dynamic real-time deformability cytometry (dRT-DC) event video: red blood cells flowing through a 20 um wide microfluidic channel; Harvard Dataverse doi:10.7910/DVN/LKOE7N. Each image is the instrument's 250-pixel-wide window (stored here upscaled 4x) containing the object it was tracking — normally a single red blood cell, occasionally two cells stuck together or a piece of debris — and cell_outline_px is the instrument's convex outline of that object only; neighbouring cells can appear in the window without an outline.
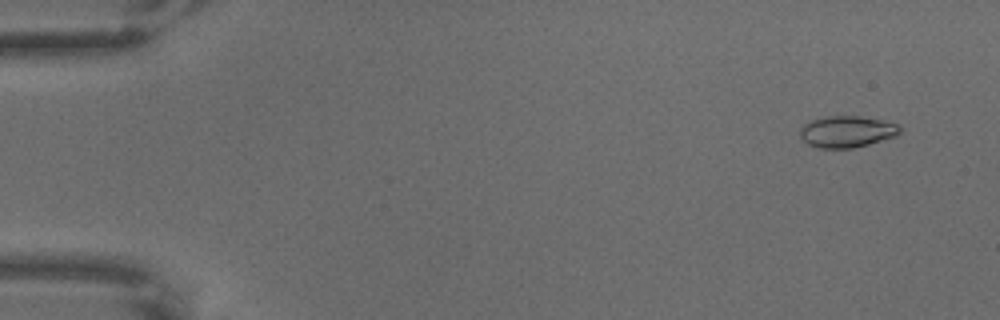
{"species": "common noctule bat (a hibernating species)", "species_latin": "Nyctalus noctula", "temperature_condition": "warm", "stored_images_in_passage": 65, "camera_frame_rate_fps": 3000, "um_per_image_px": 0.085, "animal": {"sex": "male", "body_mass_g": 18.8}, "frame": {"image": 1, "passage_image": 5, "time_ms": 1.333, "image_size_px": [1000, 320], "cell_outline_px": [[900, 132], [896, 136], [868, 144], [852, 148], [820, 148], [808, 144], [800, 136], [800, 128], [804, 124], [812, 120], [828, 116], [860, 116], [900, 124]], "centroid_in_image_um": [71.99, 11.19], "position_along_channel_um": 13.0, "area_um2": 18.21}}
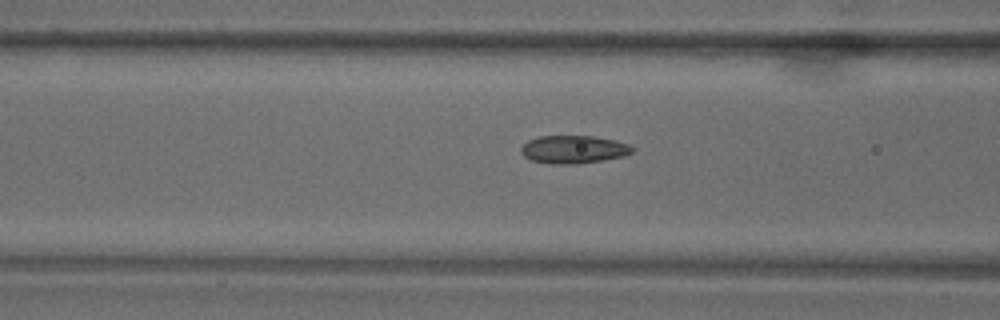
{"frame": {"image": 2, "passage_image": 27, "time_ms": 8.667, "image_size_px": [1000, 320], "cell_outline_px": [[632, 152], [624, 156], [576, 164], [548, 164], [532, 160], [524, 156], [520, 152], [520, 148], [528, 140], [536, 136], [592, 136], [616, 140], [628, 144], [632, 148]], "centroid_in_image_um": [48.7, 12.7], "position_along_channel_um": 117.9, "area_um2": 18.09}}
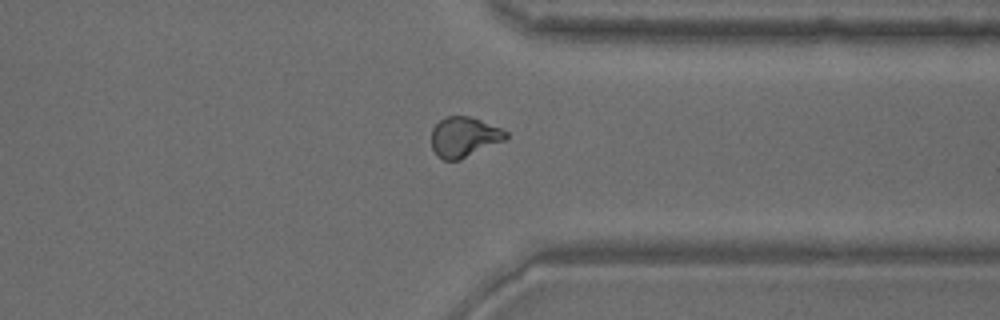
{"frame": {"image": 3, "passage_image": 51, "time_ms": 16.667, "image_size_px": [1000, 320], "cell_outline_px": [[508, 136], [504, 140], [460, 160], [444, 160], [436, 156], [432, 148], [432, 128], [444, 116], [468, 116], [480, 120], [500, 128], [508, 132]], "centroid_in_image_um": [39.42, 11.65], "position_along_channel_um": 372.0, "area_um2": 17.34}}